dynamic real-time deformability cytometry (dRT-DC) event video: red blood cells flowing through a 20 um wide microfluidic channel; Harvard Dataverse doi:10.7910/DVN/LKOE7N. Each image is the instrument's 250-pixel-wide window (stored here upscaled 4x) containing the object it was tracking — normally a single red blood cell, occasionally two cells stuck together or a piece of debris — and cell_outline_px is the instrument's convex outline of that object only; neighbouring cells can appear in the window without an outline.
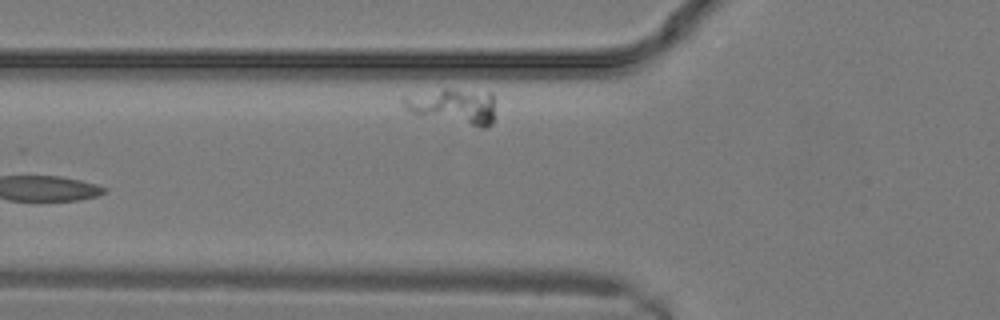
{"species": "common noctule bat (a hibernating species)", "species_latin": "Nyctalus noctula", "temperature_condition": "warm", "stored_images_in_passage": 6, "camera_frame_rate_fps": 3000, "um_per_image_px": 0.085, "animal": {"sex": "male", "body_mass_g": 19.2, "forearm_length_mm": 51.8}, "frame": {"image": 1, "passage_image": 6, "time_ms": 1.667, "image_size_px": [1000, 320], "cell_outline_px": [[492, 124], [484, 128], [480, 128], [412, 112], [404, 108], [400, 100], [400, 96], [444, 88], [448, 88], [488, 92], [492, 96]], "centroid_in_image_um": [38.48, 8.99], "position_along_channel_um": 87.3, "area_um2": 18.79}}